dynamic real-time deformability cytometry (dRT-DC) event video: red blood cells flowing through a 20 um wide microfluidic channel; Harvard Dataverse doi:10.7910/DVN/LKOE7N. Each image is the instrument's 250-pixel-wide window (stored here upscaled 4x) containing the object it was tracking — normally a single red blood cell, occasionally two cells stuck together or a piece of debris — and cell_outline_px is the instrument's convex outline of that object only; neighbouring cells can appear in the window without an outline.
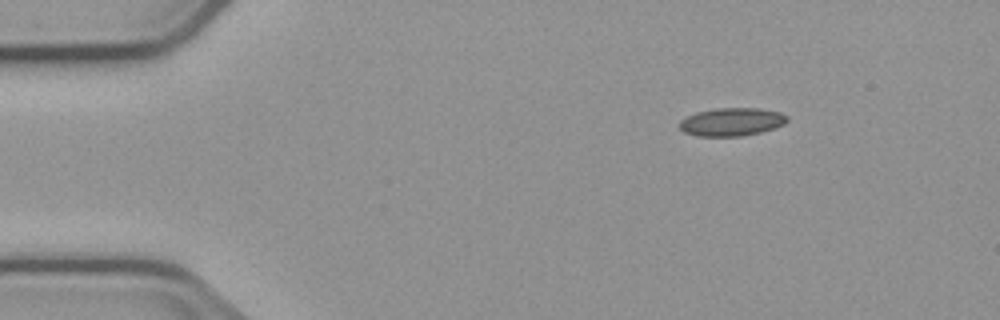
{"species": "common noctule bat (a hibernating species)", "species_latin": "Nyctalus noctula", "temperature_condition": "cold", "stored_images_in_passage": 5, "camera_frame_rate_fps": 3000, "um_per_image_px": 0.085, "animal": {"sex": "male", "body_mass_g": 23.1, "forearm_length_mm": 52.7}, "frame": {"image": 1, "passage_image": 1, "time_ms": 0.0, "image_size_px": [1000, 320], "cell_outline_px": [[788, 120], [784, 124], [776, 128], [760, 132], [740, 136], [696, 136], [684, 132], [680, 128], [680, 120], [696, 112], [716, 108], [760, 108], [780, 112], [788, 116]], "centroid_in_image_um": [62.21, 10.35], "position_along_channel_um": 22.8, "area_um2": 17.69}}
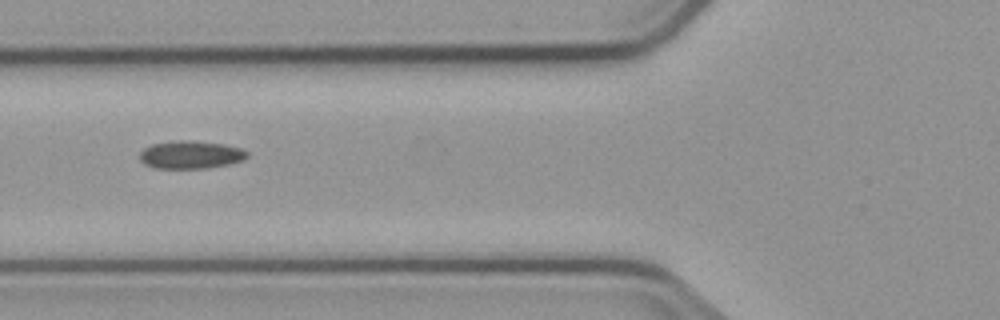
{"frame": {"image": 2, "passage_image": 4, "time_ms": 4.333, "image_size_px": [1000, 320], "cell_outline_px": [[248, 156], [240, 160], [228, 164], [208, 168], [156, 168], [144, 164], [140, 160], [140, 152], [144, 148], [152, 144], [172, 140], [192, 140], [224, 144], [240, 148], [248, 152]], "centroid_in_image_um": [16.18, 13.14], "position_along_channel_um": 109.6, "area_um2": 17.46}}
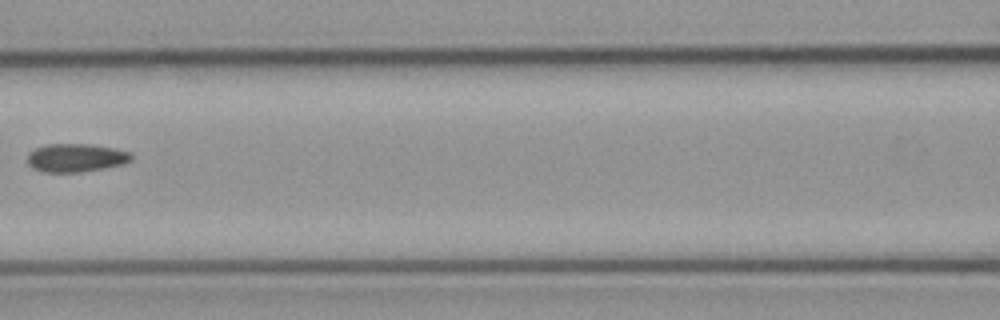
{"frame": {"image": 3, "passage_image": 5, "time_ms": 5.667, "image_size_px": [1000, 320], "cell_outline_px": [[132, 160], [124, 164], [104, 168], [80, 172], [40, 172], [32, 168], [28, 164], [28, 152], [36, 148], [48, 144], [88, 144], [112, 148], [132, 152]], "centroid_in_image_um": [6.45, 13.42], "position_along_channel_um": 160.2, "area_um2": 17.22}}